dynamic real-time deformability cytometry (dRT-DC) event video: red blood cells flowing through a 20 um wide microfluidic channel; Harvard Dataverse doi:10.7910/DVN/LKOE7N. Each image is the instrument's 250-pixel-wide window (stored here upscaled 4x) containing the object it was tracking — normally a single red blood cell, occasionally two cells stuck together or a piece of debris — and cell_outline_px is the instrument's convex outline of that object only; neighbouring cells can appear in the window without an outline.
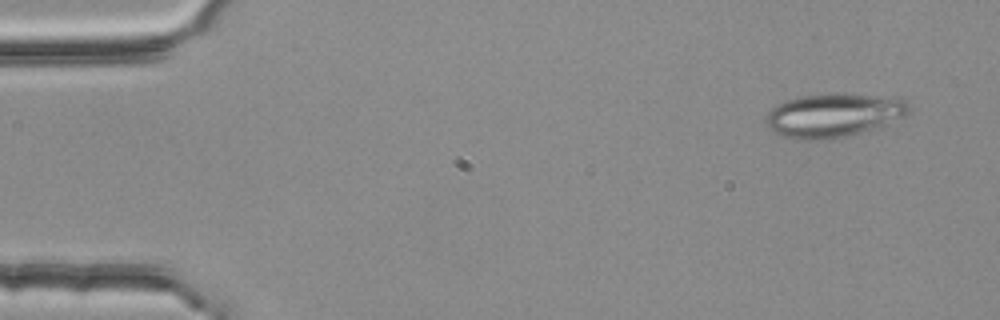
{"species": "common noctule bat (a hibernating species)", "species_latin": "Nyctalus noctula", "temperature_condition": "room temperature", "stored_images_in_passage": 3, "camera_frame_rate_fps": 3000, "um_per_image_px": 0.085, "animal": {"sex": "female", "body_mass_g": 25.1}, "frame": {"image": 1, "passage_image": 1, "time_ms": 0.0, "image_size_px": [1000, 320], "cell_outline_px": [[912, 108], [904, 116], [888, 124], [860, 132], [844, 136], [812, 140], [796, 140], [784, 136], [768, 128], [764, 120], [768, 112], [776, 104], [784, 100], [800, 96], [844, 92], [880, 96], [908, 100]], "centroid_in_image_um": [70.85, 9.77], "position_along_channel_um": 14.2, "area_um2": 36.65}}